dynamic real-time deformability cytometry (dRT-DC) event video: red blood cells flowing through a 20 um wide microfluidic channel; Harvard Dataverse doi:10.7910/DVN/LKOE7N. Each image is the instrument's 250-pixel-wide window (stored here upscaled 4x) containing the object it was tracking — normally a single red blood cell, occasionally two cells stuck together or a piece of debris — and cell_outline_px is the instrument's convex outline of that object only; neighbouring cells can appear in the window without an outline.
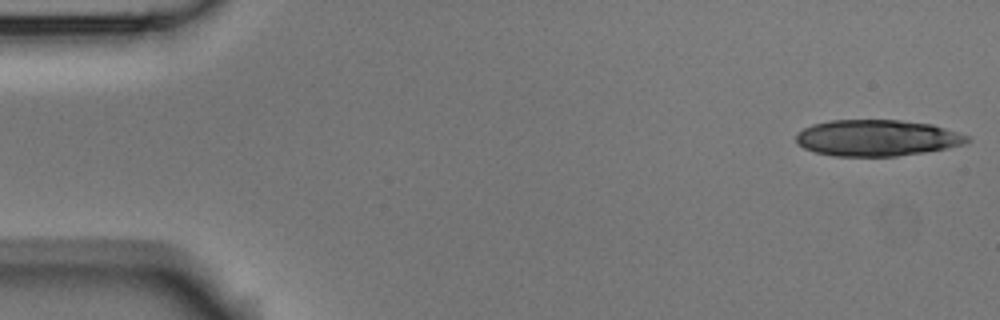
{"species": "Egyptian fruit bat (a non-hibernating species)", "species_latin": "Rousettus aegyptiacus", "temperature_condition": "room temperature", "stored_images_in_passage": 5, "segment_of_instrument_passage": [2, 2], "camera_frame_rate_fps": 3000, "um_per_image_px": 0.085, "animal": {"sex": "male"}, "frame": {"image": 1, "passage_image": 5, "time_ms": 1.333, "image_size_px": [1000, 320], "cell_outline_px": [[972, 140], [964, 144], [948, 148], [924, 152], [896, 156], [832, 156], [816, 152], [804, 148], [796, 144], [796, 132], [812, 124], [828, 120], [900, 120], [932, 124], [968, 136]], "centroid_in_image_um": [74.51, 11.72], "position_along_channel_um": 10.5, "area_um2": 36.3}}